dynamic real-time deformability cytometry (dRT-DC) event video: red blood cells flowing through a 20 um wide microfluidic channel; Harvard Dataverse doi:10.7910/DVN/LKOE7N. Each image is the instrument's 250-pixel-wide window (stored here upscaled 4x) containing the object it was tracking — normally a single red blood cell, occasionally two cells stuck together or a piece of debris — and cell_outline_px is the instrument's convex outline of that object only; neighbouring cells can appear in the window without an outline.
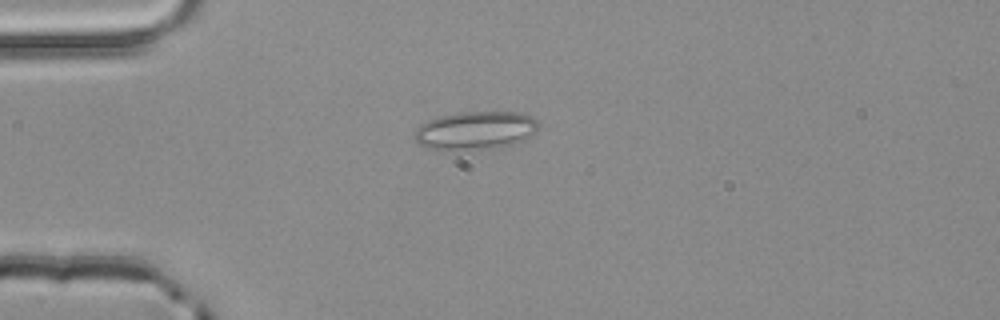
{"species": "common noctule bat (a hibernating species)", "species_latin": "Nyctalus noctula", "temperature_condition": "room temperature", "stored_images_in_passage": 4, "camera_frame_rate_fps": 3000, "um_per_image_px": 0.085, "animal": {"sex": "male", "body_mass_g": 20.4}, "frame": {"image": 1, "passage_image": 3, "time_ms": 0.667, "image_size_px": [1000, 320], "cell_outline_px": [[536, 132], [528, 140], [500, 148], [460, 152], [428, 148], [420, 144], [416, 140], [416, 128], [420, 124], [428, 120], [440, 116], [460, 112], [520, 112], [532, 116], [536, 120]], "centroid_in_image_um": [40.44, 11.12], "position_along_channel_um": 44.6, "area_um2": 28.32}}